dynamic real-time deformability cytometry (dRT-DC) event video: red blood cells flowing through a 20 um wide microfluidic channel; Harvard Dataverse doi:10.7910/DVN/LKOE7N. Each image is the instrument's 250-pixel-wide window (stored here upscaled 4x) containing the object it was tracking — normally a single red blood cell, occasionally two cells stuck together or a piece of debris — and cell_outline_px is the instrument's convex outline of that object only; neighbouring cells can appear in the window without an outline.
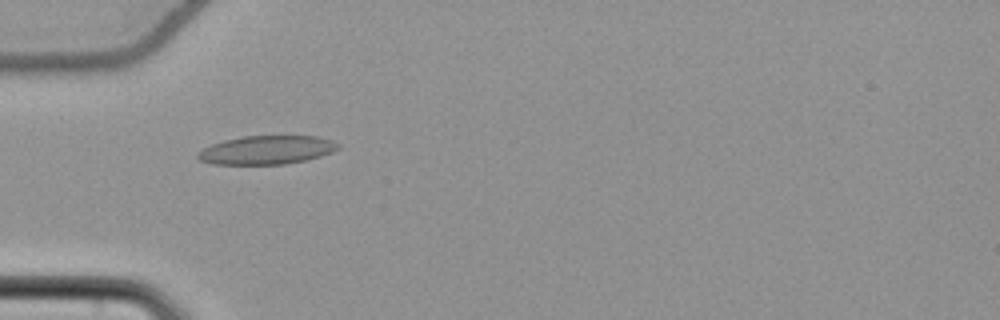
{"species": "common noctule bat (a hibernating species)", "species_latin": "Nyctalus noctula", "temperature_condition": "cold", "stored_images_in_passage": 55, "camera_frame_rate_fps": 3000, "um_per_image_px": 0.085, "animal": {"sex": "female", "body_mass_g": 22.7, "forearm_length_mm": 54.2}, "frame": {"image": 1, "passage_image": 18, "time_ms": 5.667, "image_size_px": [1000, 320], "cell_outline_px": [[340, 148], [332, 152], [320, 156], [304, 160], [284, 164], [212, 164], [200, 160], [196, 156], [196, 152], [212, 144], [224, 140], [244, 136], [316, 136], [332, 140], [340, 144]], "centroid_in_image_um": [22.66, 12.74], "position_along_channel_um": 62.3, "area_um2": 23.35}}
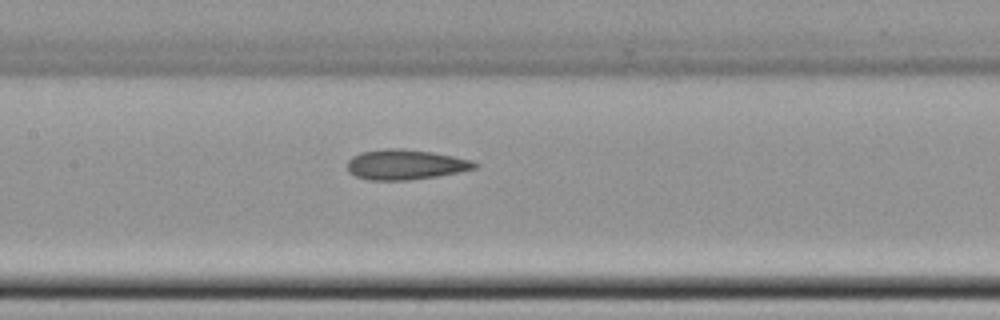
{"frame": {"image": 2, "passage_image": 27, "time_ms": 8.667, "image_size_px": [1000, 320], "cell_outline_px": [[480, 164], [476, 168], [460, 172], [436, 176], [408, 180], [368, 180], [356, 176], [348, 172], [348, 160], [352, 156], [360, 152], [384, 148], [400, 148], [432, 152], [472, 160]], "centroid_in_image_um": [34.45, 13.98], "position_along_channel_um": 172.9, "area_um2": 22.43}}
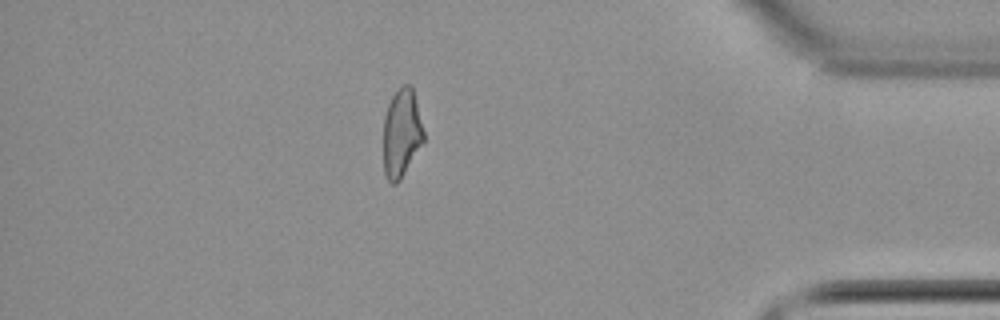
{"frame": {"image": 3, "passage_image": 48, "time_ms": 15.667, "image_size_px": [1000, 320], "cell_outline_px": [[424, 140], [400, 180], [396, 184], [392, 184], [388, 180], [384, 172], [384, 116], [388, 104], [392, 96], [400, 84], [408, 84], [412, 88], [424, 132]], "centroid_in_image_um": [34.12, 11.3], "position_along_channel_um": 401.1, "area_um2": 20.52}, "authors_computed_cell_mechanics": {"area_um2": 22.7154, "velocity_mm_per_s": 3.7928, "shape_relaxation_time_tau1_ms": 7.4825, "shape_relaxation_time_tau2_ms": 4.3912, "deformation_change_tau1": 0.1245, "deformation_change_tau2": 0.1125}}